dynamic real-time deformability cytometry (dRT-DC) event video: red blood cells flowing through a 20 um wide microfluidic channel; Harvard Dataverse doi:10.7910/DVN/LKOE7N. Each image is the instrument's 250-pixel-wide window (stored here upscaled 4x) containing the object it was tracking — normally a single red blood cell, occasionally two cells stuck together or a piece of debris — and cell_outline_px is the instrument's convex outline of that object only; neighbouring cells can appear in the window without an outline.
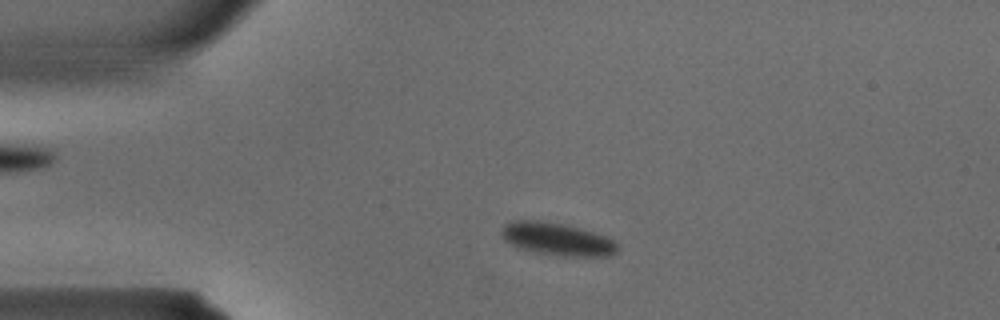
{"species": "common noctule bat (a hibernating species)", "species_latin": "Nyctalus noctula", "temperature_condition": "warm", "stored_images_in_passage": 34, "camera_frame_rate_fps": 3000, "um_per_image_px": 0.085, "animal": {"sex": "male", "body_mass_g": 15.6}, "frame": {"image": 1, "passage_image": 6, "time_ms": 1.667, "image_size_px": [1000, 320], "cell_outline_px": [[620, 248], [612, 256], [564, 256], [536, 252], [516, 248], [504, 240], [500, 236], [500, 232], [504, 224], [512, 220], [540, 220], [564, 224], [580, 228], [608, 236], [616, 240], [620, 244]], "centroid_in_image_um": [47.38, 20.32], "position_along_channel_um": 37.6, "area_um2": 22.66}}
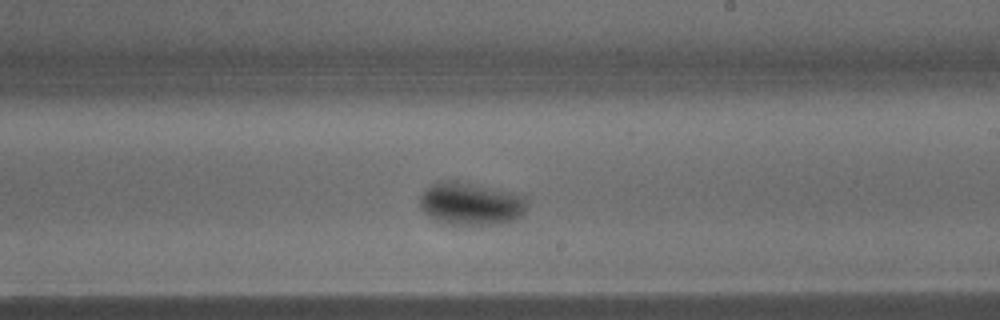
{"frame": {"image": 2, "passage_image": 19, "time_ms": 6.0, "image_size_px": [1000, 320], "cell_outline_px": [[528, 208], [520, 220], [508, 224], [440, 224], [428, 216], [420, 208], [420, 196], [424, 188], [440, 180], [456, 180], [512, 192], [524, 196], [528, 204]], "centroid_in_image_um": [40.05, 17.33], "position_along_channel_um": 249.0, "area_um2": 27.51}}
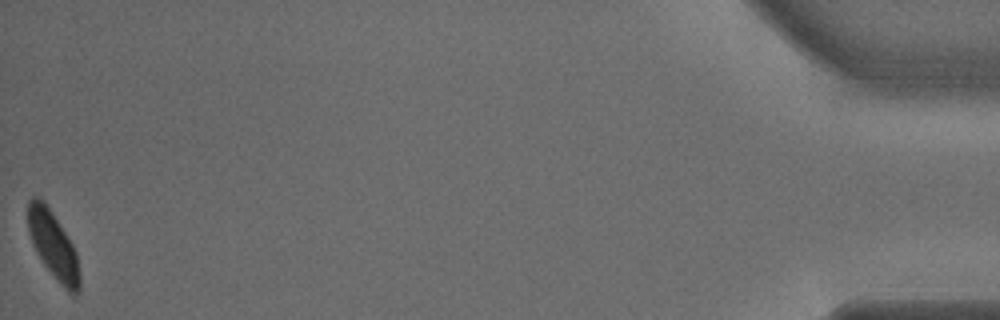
{"frame": {"image": 3, "passage_image": 34, "time_ms": 11.0, "image_size_px": [1000, 320], "cell_outline_px": [[80, 288], [76, 292], [68, 292], [44, 264], [28, 232], [28, 200], [32, 196], [40, 196], [44, 200], [52, 212], [72, 244], [76, 252], [80, 272]], "centroid_in_image_um": [4.52, 20.78], "position_along_channel_um": 430.7, "area_um2": 19.77}}